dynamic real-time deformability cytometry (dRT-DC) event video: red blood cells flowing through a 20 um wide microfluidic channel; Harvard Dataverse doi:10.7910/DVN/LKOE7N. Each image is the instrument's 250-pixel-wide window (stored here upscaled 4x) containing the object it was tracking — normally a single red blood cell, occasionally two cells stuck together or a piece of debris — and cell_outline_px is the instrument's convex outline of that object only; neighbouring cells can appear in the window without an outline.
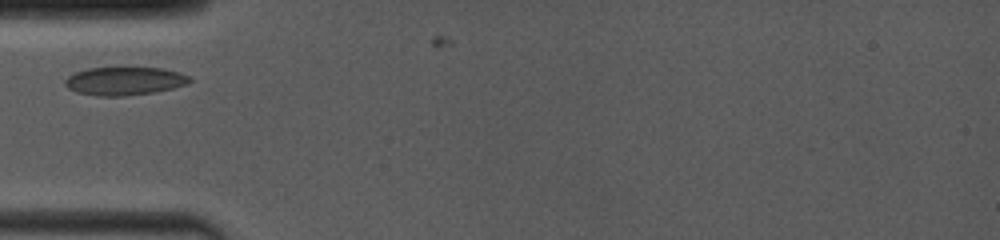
{"species": "common noctule bat (a hibernating species)", "species_latin": "Nyctalus noctula", "temperature_condition": "room temperature", "stored_images_in_passage": 2, "camera_frame_rate_fps": 4000, "um_per_image_px": 0.085, "animal": {"sex": "female", "body_mass_g": 19.0, "forearm_length_mm": 53.3}, "frame": {"image": 1, "passage_image": 1, "time_ms": 0.0, "image_size_px": [1000, 240], "cell_outline_px": [[192, 80], [188, 84], [172, 88], [152, 92], [124, 96], [96, 96], [76, 92], [68, 88], [64, 84], [64, 80], [68, 76], [76, 72], [88, 68], [120, 64], [164, 68], [188, 76]], "centroid_in_image_um": [10.55, 6.83], "position_along_channel_um": 74.5, "area_um2": 21.44}}